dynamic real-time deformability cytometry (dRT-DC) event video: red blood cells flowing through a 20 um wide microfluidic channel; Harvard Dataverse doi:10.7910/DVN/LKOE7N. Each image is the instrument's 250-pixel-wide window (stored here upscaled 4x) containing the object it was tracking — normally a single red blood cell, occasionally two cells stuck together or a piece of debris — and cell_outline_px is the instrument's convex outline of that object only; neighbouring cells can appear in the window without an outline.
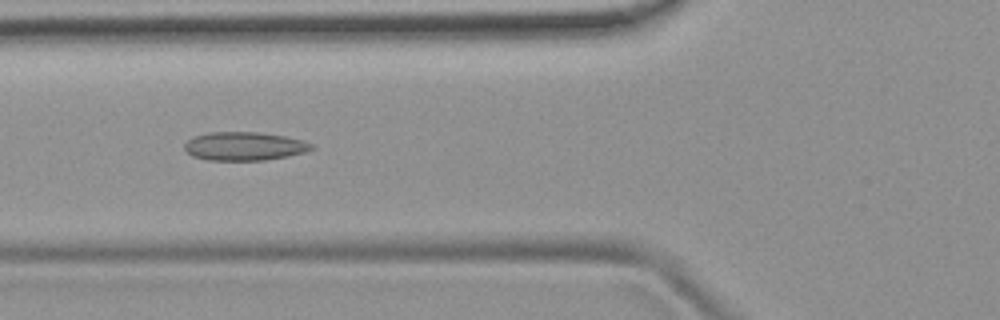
{"species": "common noctule bat (a hibernating species)", "species_latin": "Nyctalus noctula", "temperature_condition": "room temperature", "stored_images_in_passage": 4, "camera_frame_rate_fps": 3000, "um_per_image_px": 0.085, "animal": {"sex": "female", "body_mass_g": 19.9}, "frame": {"image": 1, "passage_image": 3, "time_ms": 3.0, "image_size_px": [1000, 320], "cell_outline_px": [[312, 148], [304, 152], [288, 156], [264, 160], [208, 160], [192, 156], [184, 148], [184, 144], [188, 140], [196, 136], [208, 132], [256, 132], [284, 136], [300, 140], [312, 144]], "centroid_in_image_um": [20.73, 12.43], "position_along_channel_um": 105.1, "area_um2": 20.81}}
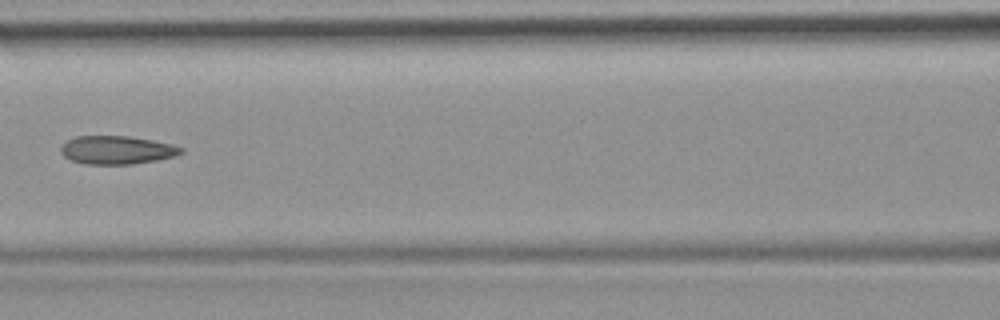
{"frame": {"image": 2, "passage_image": 4, "time_ms": 4.333, "image_size_px": [1000, 320], "cell_outline_px": [[184, 152], [172, 156], [156, 160], [132, 164], [84, 164], [72, 160], [64, 156], [60, 152], [60, 148], [68, 140], [76, 136], [128, 136], [152, 140], [172, 144], [184, 148]], "centroid_in_image_um": [9.93, 12.75], "position_along_channel_um": 156.7, "area_um2": 19.71}}